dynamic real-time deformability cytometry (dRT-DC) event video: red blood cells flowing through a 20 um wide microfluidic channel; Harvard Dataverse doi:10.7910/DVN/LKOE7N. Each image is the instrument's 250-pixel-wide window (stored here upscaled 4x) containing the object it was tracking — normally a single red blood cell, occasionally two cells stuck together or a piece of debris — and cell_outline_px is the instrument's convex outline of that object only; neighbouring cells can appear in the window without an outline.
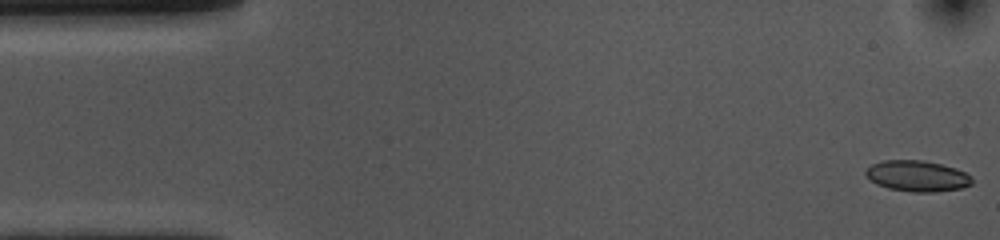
{"species": "common noctule bat (a hibernating species)", "species_latin": "Nyctalus noctula", "temperature_condition": "cold", "stored_images_in_passage": 53, "camera_frame_rate_fps": 3000, "um_per_image_px": 0.085, "animal": {"sex": "female", "body_mass_g": 10.0, "forearm_length_mm": 53.1}, "frame": {"image": 1, "passage_image": 1, "time_ms": 0.0, "image_size_px": [1000, 240], "cell_outline_px": [[972, 184], [960, 188], [936, 192], [912, 192], [888, 188], [876, 184], [864, 172], [864, 168], [872, 164], [884, 160], [924, 160], [956, 168], [972, 176]], "centroid_in_image_um": [77.96, 14.96], "position_along_channel_um": 7.0, "area_um2": 19.19}}
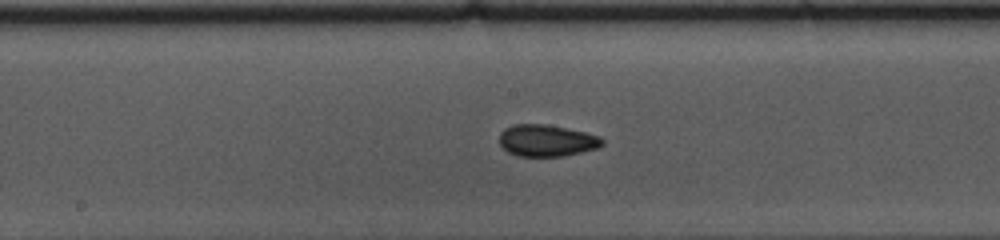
{"frame": {"image": 2, "passage_image": 26, "time_ms": 8.333, "image_size_px": [1000, 240], "cell_outline_px": [[604, 144], [596, 148], [564, 156], [516, 156], [508, 152], [500, 144], [500, 132], [504, 128], [512, 124], [548, 124], [584, 132], [600, 136], [604, 140]], "centroid_in_image_um": [46.45, 11.94], "position_along_channel_um": 201.7, "area_um2": 19.07}}
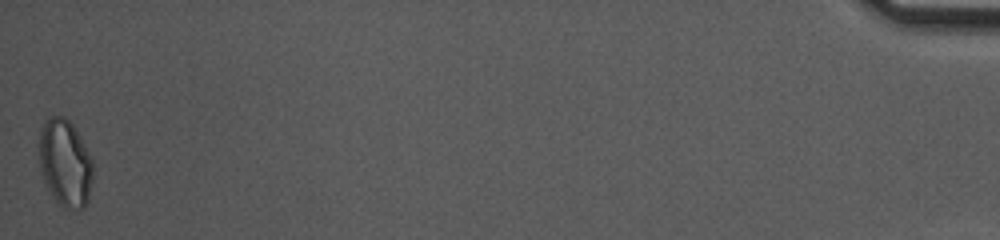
{"frame": {"image": 3, "passage_image": 53, "time_ms": 17.333, "image_size_px": [1000, 240], "cell_outline_px": [[92, 180], [88, 200], [84, 208], [76, 212], [64, 208], [52, 196], [44, 180], [40, 168], [40, 132], [44, 120], [48, 116], [64, 116], [72, 124], [92, 156]], "centroid_in_image_um": [5.55, 13.88], "position_along_channel_um": 429.6, "area_um2": 27.51}, "authors_computed_cell_mechanics": {"area_um2": 19.074, "velocity_mm_per_s": 3.6892, "shape_relaxation_time_tau1_ms": 5.1756, "shape_relaxation_time_tau2_ms": 1.634, "deformation_change_tau1": 0.1052, "deformation_change_tau2": 0.0532}}